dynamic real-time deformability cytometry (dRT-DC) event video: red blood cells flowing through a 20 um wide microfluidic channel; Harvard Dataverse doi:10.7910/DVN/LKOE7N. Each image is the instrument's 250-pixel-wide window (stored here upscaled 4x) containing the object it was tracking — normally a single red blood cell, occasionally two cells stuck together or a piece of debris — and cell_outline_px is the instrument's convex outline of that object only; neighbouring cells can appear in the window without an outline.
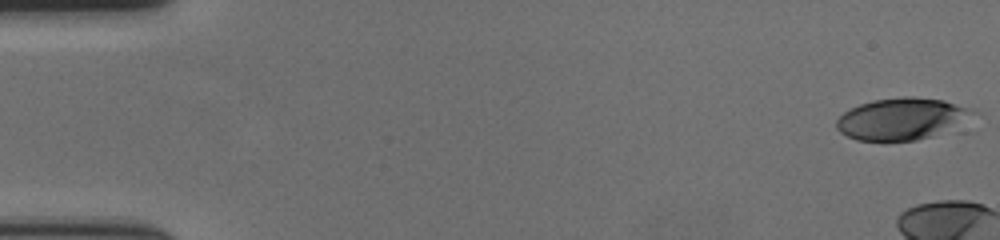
{"species": "human", "species_latin": "Homo sapiens", "temperature_condition": "cold", "stored_images_in_passage": 8, "camera_frame_rate_fps": 3000, "um_per_image_px": 0.085, "donor": {"sex": "female"}, "frame": {"image": 1, "passage_image": 1, "time_ms": 0.0, "image_size_px": [1000, 240], "cell_outline_px": [[964, 108], [952, 124], [928, 136], [916, 140], [884, 144], [880, 144], [856, 140], [840, 132], [836, 128], [836, 120], [844, 112], [860, 104], [872, 100], [904, 96], [912, 96], [944, 100]], "centroid_in_image_um": [76.27, 10.14], "position_along_channel_um": 8.7, "area_um2": 31.73}}